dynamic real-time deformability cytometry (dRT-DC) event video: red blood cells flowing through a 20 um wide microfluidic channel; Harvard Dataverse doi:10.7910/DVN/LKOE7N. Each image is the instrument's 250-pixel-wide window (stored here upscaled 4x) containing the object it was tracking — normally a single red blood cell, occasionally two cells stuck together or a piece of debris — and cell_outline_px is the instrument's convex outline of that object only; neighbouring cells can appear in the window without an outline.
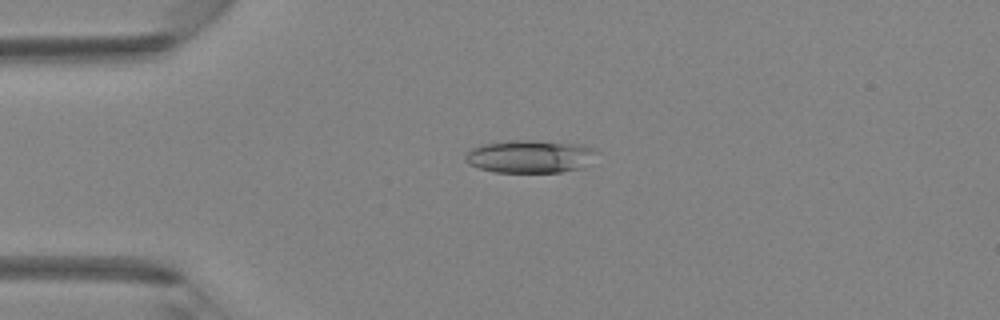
{"species": "Egyptian fruit bat (a non-hibernating species)", "species_latin": "Rousettus aegyptiacus", "temperature_condition": "room temperature", "stored_images_in_passage": 44, "camera_frame_rate_fps": 3000, "um_per_image_px": 0.085, "animal": {"sex": "female"}, "frame": {"image": 1, "passage_image": 11, "time_ms": 3.333, "image_size_px": [1000, 320], "cell_outline_px": [[588, 148], [576, 168], [560, 172], [496, 172], [480, 168], [472, 164], [468, 160], [468, 152], [472, 148], [484, 144], [560, 144]], "centroid_in_image_um": [44.75, 13.39], "position_along_channel_um": 40.3, "area_um2": 21.21}}
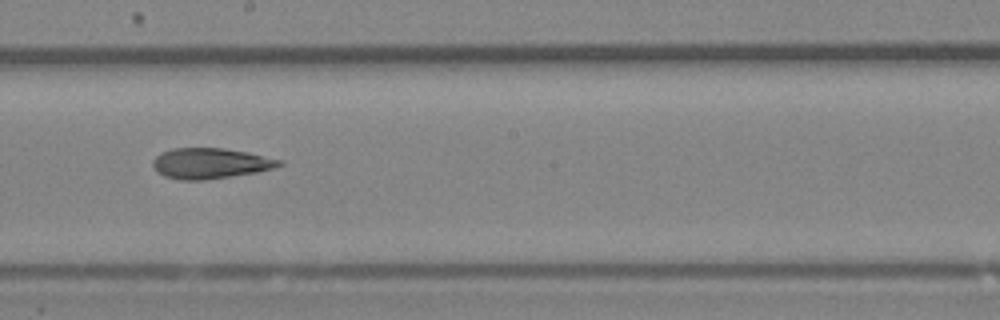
{"frame": {"image": 2, "passage_image": 25, "time_ms": 8.0, "image_size_px": [1000, 320], "cell_outline_px": [[284, 164], [272, 168], [256, 172], [200, 180], [180, 180], [164, 176], [152, 164], [152, 160], [156, 156], [172, 148], [220, 148], [244, 152], [284, 160]], "centroid_in_image_um": [17.88, 13.88], "position_along_channel_um": 230.3, "area_um2": 22.02}}
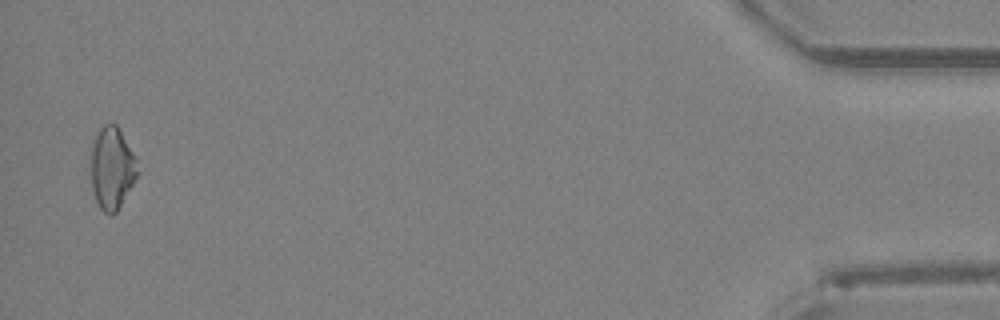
{"frame": {"image": 3, "passage_image": 43, "time_ms": 14.0, "image_size_px": [1000, 320], "cell_outline_px": [[140, 172], [116, 212], [112, 216], [104, 212], [100, 208], [96, 200], [92, 188], [92, 140], [100, 128], [104, 124], [116, 124], [136, 160]], "centroid_in_image_um": [9.52, 14.31], "position_along_channel_um": 425.7, "area_um2": 21.96}}